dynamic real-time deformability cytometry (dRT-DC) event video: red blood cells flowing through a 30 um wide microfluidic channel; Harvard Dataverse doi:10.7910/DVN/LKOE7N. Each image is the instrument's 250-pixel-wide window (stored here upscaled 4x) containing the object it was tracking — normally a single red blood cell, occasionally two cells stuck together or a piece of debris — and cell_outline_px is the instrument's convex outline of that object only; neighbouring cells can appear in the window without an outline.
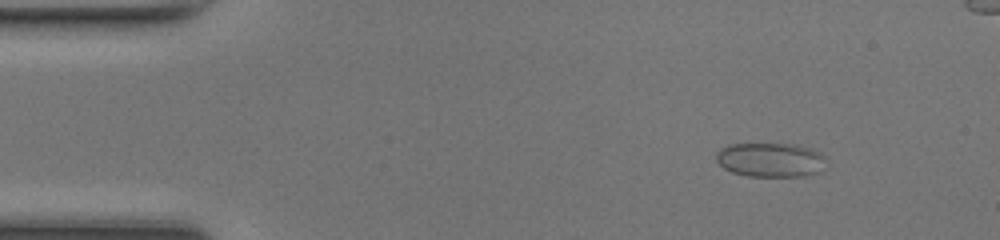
{"species": "common noctule bat (a hibernating species)", "species_latin": "Nyctalus noctula", "temperature_condition": "room temperature", "stored_images_in_passage": 48, "camera_frame_rate_fps": 3000, "um_per_image_px": 0.085, "animal": {"sex": "female", "body_mass_g": 17.0, "forearm_length_mm": 48.0}, "frame": {"image": 1, "passage_image": 5, "time_ms": 1.333, "image_size_px": [1000, 240], "cell_outline_px": [[824, 172], [804, 176], [748, 176], [732, 172], [724, 168], [716, 160], [716, 152], [720, 148], [728, 144], [800, 144], [812, 148], [820, 152], [824, 156]], "centroid_in_image_um": [65.53, 13.58], "position_along_channel_um": 19.5, "area_um2": 22.31}}
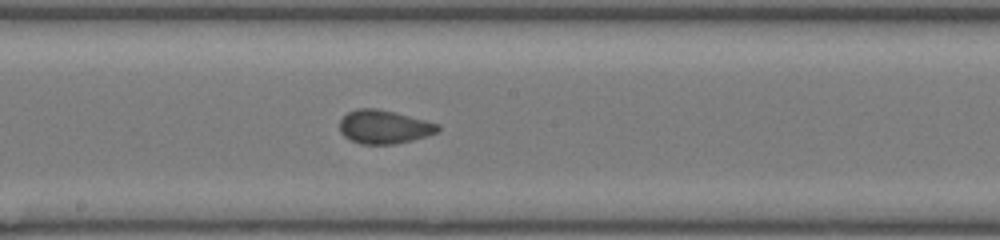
{"frame": {"image": 2, "passage_image": 25, "time_ms": 8.0, "image_size_px": [1000, 240], "cell_outline_px": [[440, 128], [436, 132], [428, 136], [396, 144], [360, 144], [344, 136], [340, 132], [340, 120], [348, 112], [356, 108], [376, 108], [440, 124]], "centroid_in_image_um": [32.63, 10.79], "position_along_channel_um": 215.6, "area_um2": 19.07}}
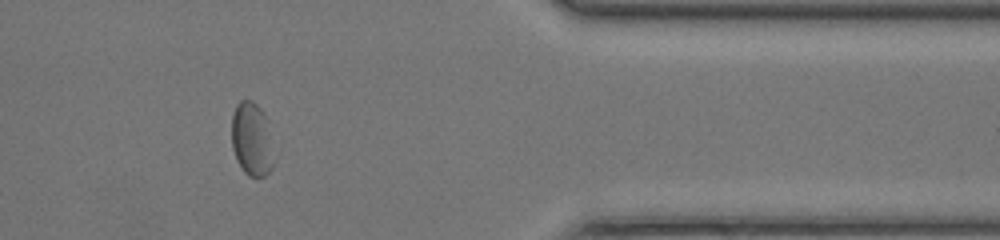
{"frame": {"image": 3, "passage_image": 39, "time_ms": 12.667, "image_size_px": [1000, 240], "cell_outline_px": [[276, 160], [272, 168], [264, 176], [248, 176], [244, 172], [236, 160], [232, 148], [232, 116], [236, 104], [240, 100], [252, 100], [264, 112]], "centroid_in_image_um": [21.41, 11.85], "position_along_channel_um": 390.0, "area_um2": 18.32}, "authors_computed_cell_mechanics": {"area_um2": 19.363, "velocity_mm_per_s": 4.2638, "shape_relaxation_time_tau1_ms": 4.0829, "shape_relaxation_time_tau2_ms": 0.8193, "deformation_change_tau1": 0.0971, "deformation_change_tau2": 0.0489}}